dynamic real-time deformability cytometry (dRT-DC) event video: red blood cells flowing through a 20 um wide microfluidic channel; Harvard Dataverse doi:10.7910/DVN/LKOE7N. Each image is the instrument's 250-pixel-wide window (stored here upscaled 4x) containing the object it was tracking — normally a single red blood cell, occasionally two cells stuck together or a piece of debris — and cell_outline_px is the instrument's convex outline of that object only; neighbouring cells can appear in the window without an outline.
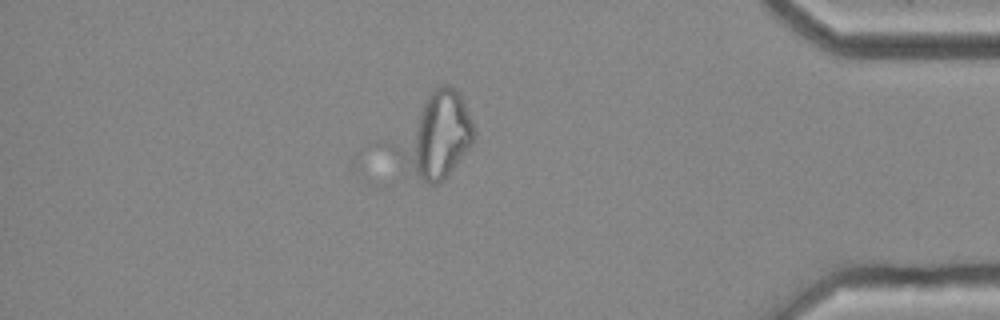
{"species": "common noctule bat (a hibernating species)", "species_latin": "Nyctalus noctula", "temperature_condition": "cold", "stored_images_in_passage": 45, "camera_frame_rate_fps": 3000, "um_per_image_px": 0.085, "animal": {"sex": "female", "body_mass_g": 25.1}, "frame": {"image": 1, "passage_image": 45, "time_ms": 14.667, "image_size_px": [1000, 320], "cell_outline_px": [[476, 136], [472, 144], [448, 176], [444, 180], [436, 184], [432, 184], [404, 176], [376, 144], [376, 140], [440, 84], [448, 84], [460, 96], [464, 104], [476, 132]], "centroid_in_image_um": [36.57, 11.64], "position_along_channel_um": 398.6, "area_um2": 43.99}}